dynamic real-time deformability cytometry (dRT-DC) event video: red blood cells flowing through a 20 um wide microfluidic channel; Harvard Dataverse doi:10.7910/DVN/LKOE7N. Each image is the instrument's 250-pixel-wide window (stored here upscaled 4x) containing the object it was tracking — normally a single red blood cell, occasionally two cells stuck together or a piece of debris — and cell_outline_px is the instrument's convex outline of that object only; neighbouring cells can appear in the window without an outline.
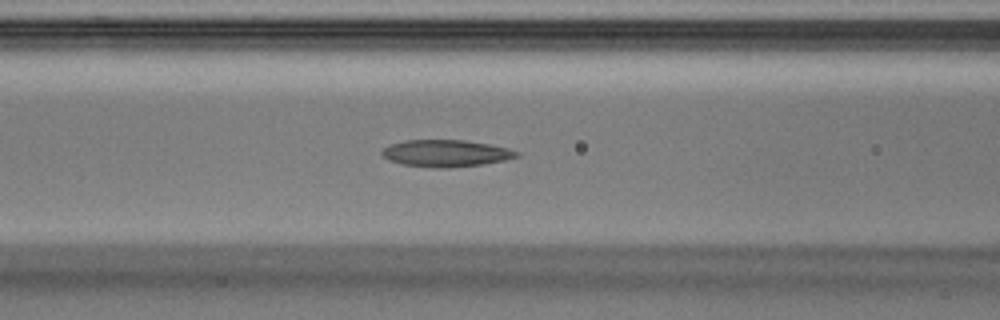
{"species": "Egyptian fruit bat (a non-hibernating species)", "species_latin": "Rousettus aegyptiacus", "temperature_condition": "warm", "stored_images_in_passage": 34, "camera_frame_rate_fps": 3000, "um_per_image_px": 0.085, "animal": {"sex": "male"}, "frame": {"image": 1, "passage_image": 12, "time_ms": 3.667, "image_size_px": [1000, 320], "cell_outline_px": [[520, 156], [504, 160], [480, 164], [448, 168], [436, 168], [404, 164], [388, 160], [380, 152], [388, 144], [404, 140], [464, 140], [488, 144], [508, 148], [520, 152]], "centroid_in_image_um": [37.88, 13.02], "position_along_channel_um": 128.7, "area_um2": 21.04}}
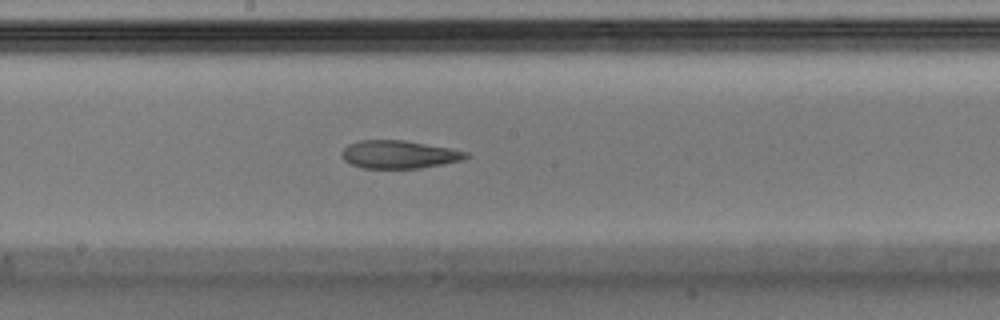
{"frame": {"image": 2, "passage_image": 17, "time_ms": 5.333, "image_size_px": [1000, 320], "cell_outline_px": [[472, 156], [464, 160], [420, 168], [364, 168], [352, 164], [344, 160], [340, 156], [340, 152], [348, 144], [360, 140], [404, 140], [448, 148], [468, 152]], "centroid_in_image_um": [33.91, 13.13], "position_along_channel_um": 214.3, "area_um2": 20.29}}
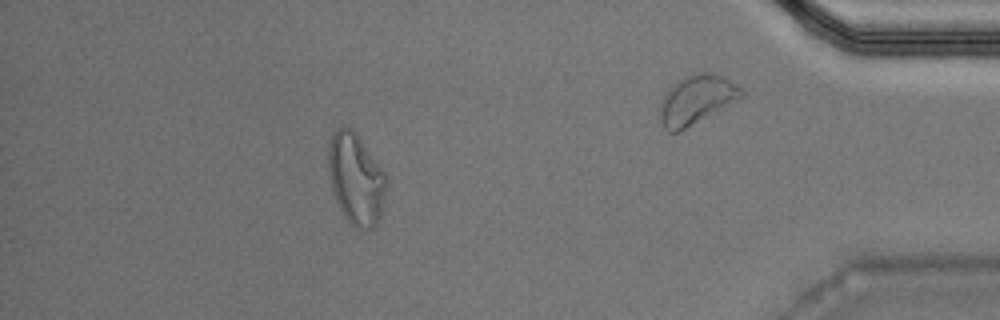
{"frame": {"image": 3, "passage_image": 31, "time_ms": 10.0, "image_size_px": [1000, 320], "cell_outline_px": [[388, 180], [380, 216], [376, 224], [372, 228], [364, 232], [356, 228], [344, 216], [332, 192], [328, 172], [328, 148], [332, 136], [340, 124], [352, 128], [388, 176]], "centroid_in_image_um": [30.25, 15.21], "position_along_channel_um": 404.9, "area_um2": 31.04}}